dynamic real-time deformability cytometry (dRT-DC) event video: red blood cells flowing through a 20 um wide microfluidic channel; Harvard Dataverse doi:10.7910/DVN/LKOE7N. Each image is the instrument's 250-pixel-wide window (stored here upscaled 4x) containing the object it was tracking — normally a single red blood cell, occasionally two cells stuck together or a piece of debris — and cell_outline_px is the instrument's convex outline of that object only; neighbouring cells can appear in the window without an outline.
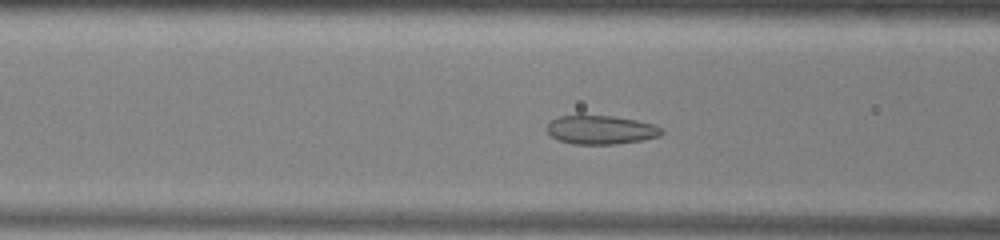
{"species": "common noctule bat (a hibernating species)", "species_latin": "Nyctalus noctula", "temperature_condition": "warm", "stored_images_in_passage": 28, "camera_frame_rate_fps": 3000, "um_per_image_px": 0.085, "animal": {"sex": "male", "body_mass_g": 13.0, "forearm_length_mm": 53.1}, "frame": {"image": 1, "passage_image": 7, "time_ms": 2.0, "image_size_px": [1000, 240], "cell_outline_px": [[664, 132], [660, 136], [640, 140], [616, 144], [572, 144], [560, 140], [552, 136], [544, 128], [552, 120], [560, 116], [580, 112], [612, 116], [636, 120], [652, 124], [660, 128]], "centroid_in_image_um": [51.0, 10.99], "position_along_channel_um": 115.6, "area_um2": 19.71}}
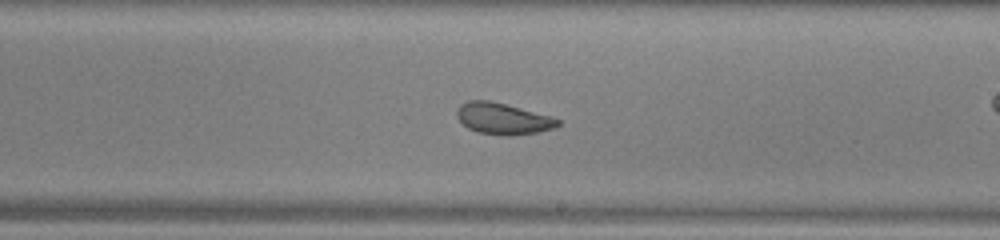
{"frame": {"image": 2, "passage_image": 17, "time_ms": 5.333, "image_size_px": [1000, 240], "cell_outline_px": [[560, 124], [556, 128], [540, 132], [512, 136], [504, 136], [476, 132], [468, 128], [456, 116], [456, 112], [460, 104], [468, 100], [488, 100], [552, 116], [560, 120]], "centroid_in_image_um": [42.77, 10.1], "position_along_channel_um": 246.2, "area_um2": 18.61}}
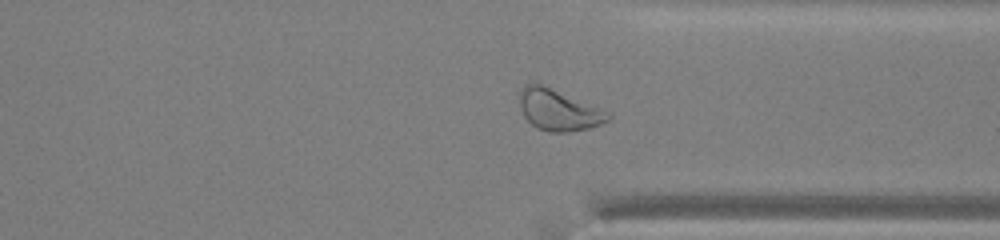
{"frame": {"image": 3, "passage_image": 26, "time_ms": 8.333, "image_size_px": [1000, 240], "cell_outline_px": [[612, 116], [608, 120], [592, 128], [568, 132], [548, 132], [536, 128], [524, 116], [520, 108], [520, 92], [528, 84], [540, 84], [608, 112]], "centroid_in_image_um": [47.47, 9.4], "position_along_channel_um": 363.9, "area_um2": 20.63}}